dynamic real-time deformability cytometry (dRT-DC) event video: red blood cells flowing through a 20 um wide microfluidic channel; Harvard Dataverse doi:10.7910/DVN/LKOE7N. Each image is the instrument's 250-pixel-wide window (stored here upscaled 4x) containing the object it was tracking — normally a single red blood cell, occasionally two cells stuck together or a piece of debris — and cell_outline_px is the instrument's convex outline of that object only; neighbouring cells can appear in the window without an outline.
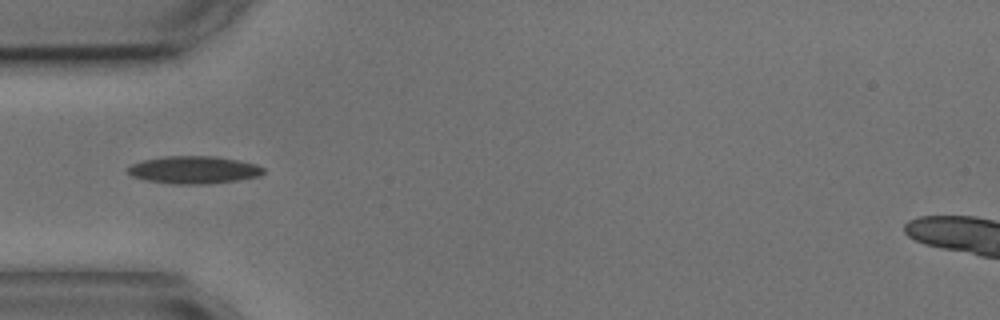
{"species": "common noctule bat (a hibernating species)", "species_latin": "Nyctalus noctula", "temperature_condition": "cold", "stored_images_in_passage": 3, "camera_frame_rate_fps": 3000, "um_per_image_px": 0.085, "animal": {"sex": "male", "body_mass_g": 17.9, "forearm_length_mm": 54.2}, "frame": {"image": 1, "passage_image": 1, "time_ms": 0.0, "image_size_px": [1000, 320], "cell_outline_px": [[264, 172], [260, 176], [236, 180], [200, 184], [176, 184], [148, 180], [132, 176], [128, 172], [128, 168], [132, 164], [144, 160], [164, 156], [216, 156], [256, 164], [264, 168]], "centroid_in_image_um": [16.49, 14.43], "position_along_channel_um": 68.5, "area_um2": 21.44}}